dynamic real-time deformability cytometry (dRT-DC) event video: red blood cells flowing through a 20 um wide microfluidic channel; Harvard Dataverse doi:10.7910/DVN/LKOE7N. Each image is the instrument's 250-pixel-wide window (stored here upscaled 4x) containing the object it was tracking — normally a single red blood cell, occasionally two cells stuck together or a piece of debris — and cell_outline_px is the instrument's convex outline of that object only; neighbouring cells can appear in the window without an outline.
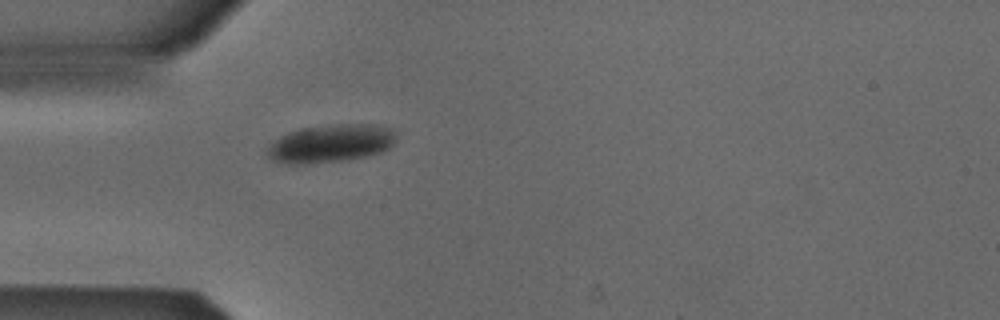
{"species": "Egyptian fruit bat (a non-hibernating species)", "species_latin": "Rousettus aegyptiacus", "temperature_condition": "cold", "stored_images_in_passage": 35, "camera_frame_rate_fps": 3000, "um_per_image_px": 0.085, "animal": {"sex": "male"}, "frame": {"image": 1, "passage_image": 1, "time_ms": 0.0, "image_size_px": [1000, 320], "cell_outline_px": [[396, 140], [388, 148], [380, 152], [364, 156], [344, 160], [272, 160], [264, 152], [264, 148], [272, 140], [288, 132], [300, 128], [332, 124], [380, 124], [396, 128]], "centroid_in_image_um": [28.19, 12.1], "position_along_channel_um": 56.8, "area_um2": 27.86}}
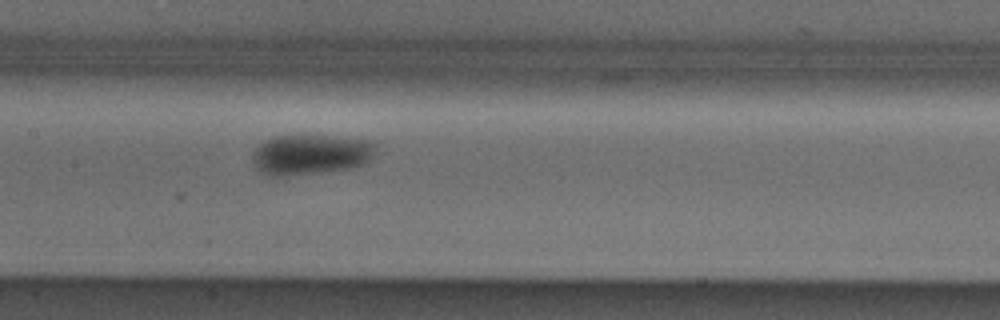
{"frame": {"image": 2, "passage_image": 11, "time_ms": 3.333, "image_size_px": [1000, 320], "cell_outline_px": [[376, 148], [372, 156], [364, 164], [352, 168], [284, 176], [272, 176], [256, 168], [252, 160], [252, 156], [256, 148], [264, 140], [276, 136], [300, 132], [304, 132], [368, 140], [376, 144]], "centroid_in_image_um": [26.39, 13.07], "position_along_channel_um": 181.0, "area_um2": 29.59}}
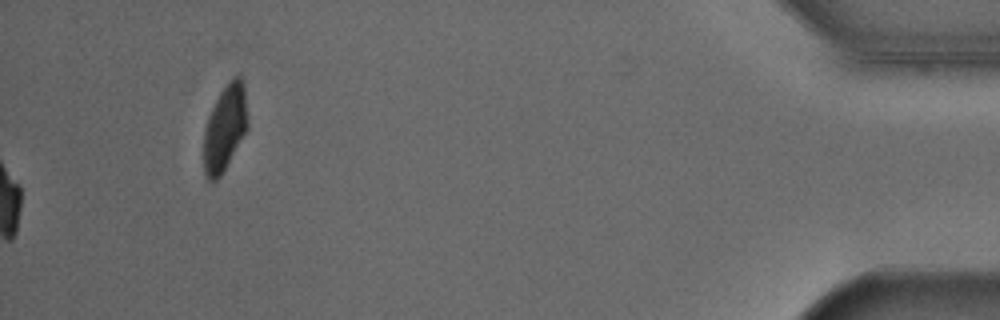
{"frame": {"image": 3, "passage_image": 35, "time_ms": 11.333, "image_size_px": [1000, 320], "cell_outline_px": [[248, 128], [220, 176], [216, 180], [208, 180], [204, 176], [204, 132], [208, 116], [220, 92], [228, 80], [232, 76], [240, 76], [244, 80], [248, 120]], "centroid_in_image_um": [19.13, 10.82], "position_along_channel_um": 416.1, "area_um2": 22.08}}